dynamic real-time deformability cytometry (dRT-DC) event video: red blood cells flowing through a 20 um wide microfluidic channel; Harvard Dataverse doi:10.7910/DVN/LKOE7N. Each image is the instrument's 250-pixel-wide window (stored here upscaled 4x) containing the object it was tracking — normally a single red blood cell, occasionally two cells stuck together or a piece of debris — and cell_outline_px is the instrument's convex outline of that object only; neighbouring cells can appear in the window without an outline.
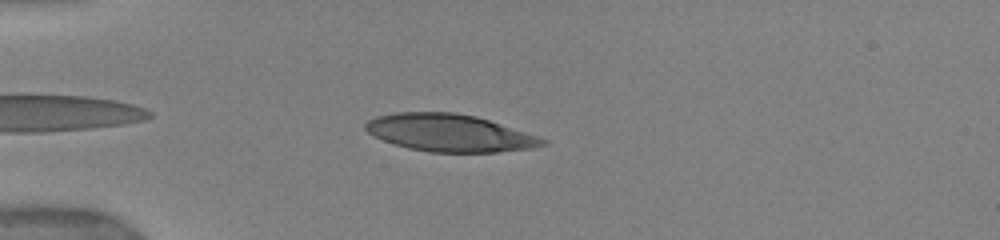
{"species": "human", "species_latin": "Homo sapiens", "temperature_condition": "warm", "stored_images_in_passage": 28, "camera_frame_rate_fps": 3000, "um_per_image_px": 0.085, "donor": {"sex": "female"}, "frame": {"image": 1, "passage_image": 1, "time_ms": 0.0, "image_size_px": [1000, 240], "cell_outline_px": [[548, 144], [532, 148], [496, 152], [432, 152], [408, 148], [372, 136], [364, 128], [364, 124], [368, 120], [376, 116], [396, 112], [452, 112], [476, 116], [548, 140]], "centroid_in_image_um": [38.17, 11.29], "position_along_channel_um": 46.8, "area_um2": 38.26}}
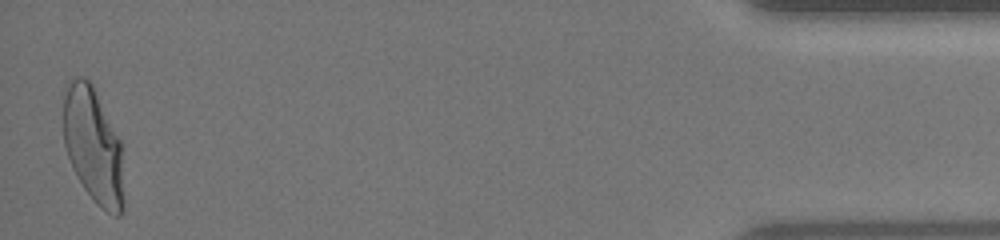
{"frame": {"image": 2, "passage_image": 28, "time_ms": 12.333, "image_size_px": [1000, 240], "cell_outline_px": [[124, 212], [120, 216], [116, 216], [100, 208], [96, 204], [84, 188], [68, 156], [64, 144], [64, 84], [68, 80], [76, 76], [84, 76], [92, 84], [120, 140], [124, 200]], "centroid_in_image_um": [7.92, 12.37], "position_along_channel_um": 427.3, "area_um2": 40.63}, "authors_computed_cell_mechanics": {"area_um2": 39.4485, "velocity_mm_per_s": 3.899, "shape_relaxation_time_tau1_ms": 5.6815, "shape_relaxation_time_tau2_ms": null, "deformation_change_tau1": 0.2366, "deformation_change_tau2": null}}